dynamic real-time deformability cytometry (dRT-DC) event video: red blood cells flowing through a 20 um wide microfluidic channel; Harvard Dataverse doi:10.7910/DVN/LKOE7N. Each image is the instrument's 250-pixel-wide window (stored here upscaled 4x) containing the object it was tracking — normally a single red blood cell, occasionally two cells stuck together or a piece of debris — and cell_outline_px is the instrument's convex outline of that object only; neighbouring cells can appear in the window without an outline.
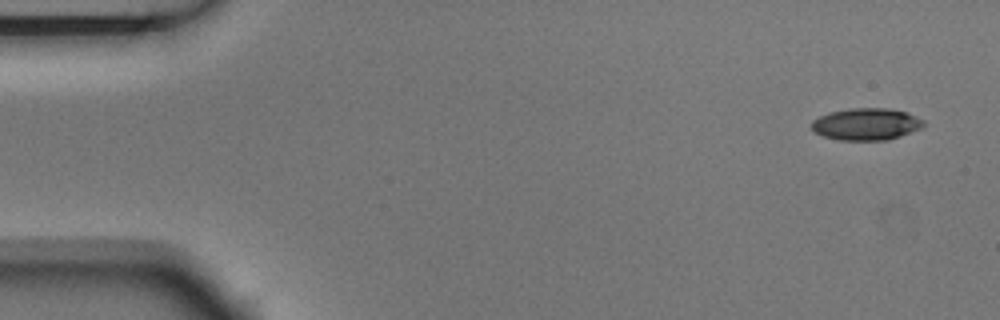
{"species": "Egyptian fruit bat (a non-hibernating species)", "species_latin": "Rousettus aegyptiacus", "temperature_condition": "room temperature", "stored_images_in_passage": 4, "camera_frame_rate_fps": 3000, "um_per_image_px": 0.085, "animal": {"sex": "male"}, "frame": {"image": 1, "passage_image": 1, "time_ms": 0.0, "image_size_px": [1000, 320], "cell_outline_px": [[924, 124], [920, 128], [900, 136], [888, 140], [836, 140], [824, 136], [816, 132], [812, 128], [812, 120], [820, 116], [832, 112], [852, 108], [888, 108], [908, 112], [924, 120]], "centroid_in_image_um": [73.65, 10.55], "position_along_channel_um": 11.4, "area_um2": 20.75}}
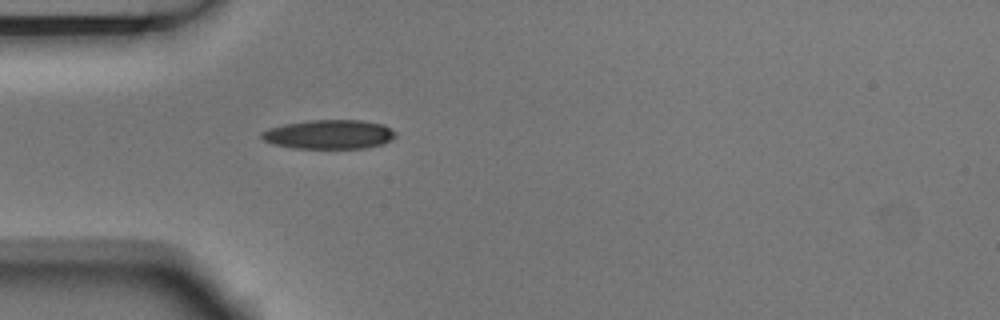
{"frame": {"image": 2, "passage_image": 4, "time_ms": 1.0, "image_size_px": [1000, 320], "cell_outline_px": [[396, 136], [380, 144], [364, 148], [292, 148], [272, 144], [264, 140], [260, 136], [260, 132], [268, 128], [284, 124], [308, 120], [364, 120], [384, 124], [396, 132]], "centroid_in_image_um": [27.94, 11.41], "position_along_channel_um": 57.1, "area_um2": 22.83}}